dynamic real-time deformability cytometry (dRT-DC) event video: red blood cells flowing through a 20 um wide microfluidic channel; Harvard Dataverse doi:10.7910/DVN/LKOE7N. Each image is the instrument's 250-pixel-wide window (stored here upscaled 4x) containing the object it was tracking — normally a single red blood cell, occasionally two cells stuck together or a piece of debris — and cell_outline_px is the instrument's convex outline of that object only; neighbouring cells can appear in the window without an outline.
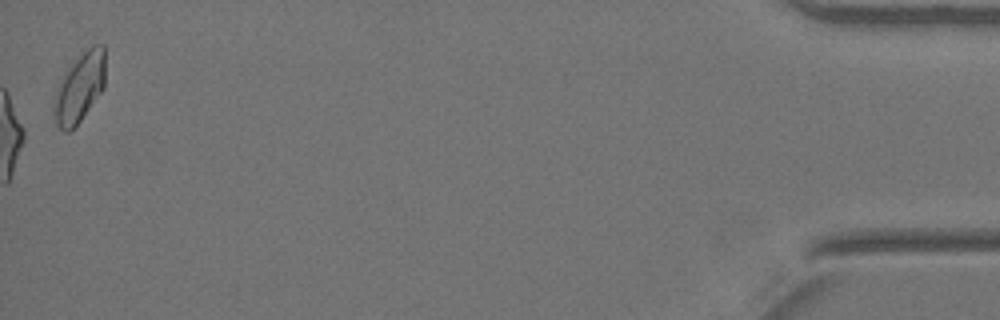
{"species": "Egyptian fruit bat (a non-hibernating species)", "species_latin": "Rousettus aegyptiacus", "temperature_condition": "warm", "stored_images_in_passage": 43, "camera_frame_rate_fps": 3000, "um_per_image_px": 0.085, "animal": {"sex": "female"}, "frame": {"image": 1, "passage_image": 43, "time_ms": 14.0, "image_size_px": [1000, 320], "cell_outline_px": [[104, 88], [80, 120], [68, 132], [64, 132], [56, 124], [52, 112], [60, 80], [68, 68], [92, 44], [104, 44]], "centroid_in_image_um": [6.77, 7.45], "position_along_channel_um": 428.4, "area_um2": 20.23}}